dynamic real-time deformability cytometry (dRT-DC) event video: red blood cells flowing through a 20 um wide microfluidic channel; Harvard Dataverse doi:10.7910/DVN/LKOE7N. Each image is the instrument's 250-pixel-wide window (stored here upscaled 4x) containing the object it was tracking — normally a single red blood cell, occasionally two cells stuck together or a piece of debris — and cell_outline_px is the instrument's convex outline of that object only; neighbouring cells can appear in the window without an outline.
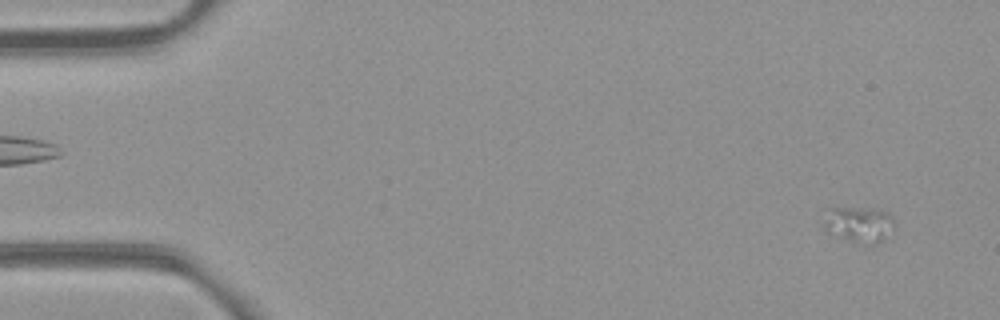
{"species": "common noctule bat (a hibernating species)", "species_latin": "Nyctalus noctula", "temperature_condition": "room temperature", "stored_images_in_passage": 53, "camera_frame_rate_fps": 3000, "um_per_image_px": 0.085, "animal": {"sex": "female", "body_mass_g": 21.9}, "frame": {"image": 1, "passage_image": 3, "time_ms": 0.667, "image_size_px": [1000, 320], "cell_outline_px": [[892, 228], [876, 244], [872, 244], [852, 240], [824, 228], [824, 220], [832, 208], [848, 208], [888, 212], [892, 220]], "centroid_in_image_um": [73.01, 19.06], "position_along_channel_um": 12.0, "area_um2": 13.29}}
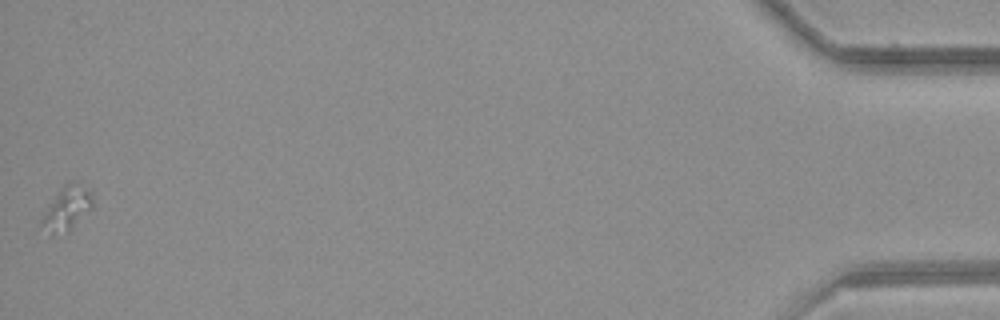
{"frame": {"image": 2, "passage_image": 53, "time_ms": 17.333, "image_size_px": [1000, 320], "cell_outline_px": [[92, 208], [68, 232], [40, 224], [40, 220], [64, 184], [68, 180], [72, 180], [92, 192]], "centroid_in_image_um": [5.79, 17.6], "position_along_channel_um": 429.4, "area_um2": 11.91}}